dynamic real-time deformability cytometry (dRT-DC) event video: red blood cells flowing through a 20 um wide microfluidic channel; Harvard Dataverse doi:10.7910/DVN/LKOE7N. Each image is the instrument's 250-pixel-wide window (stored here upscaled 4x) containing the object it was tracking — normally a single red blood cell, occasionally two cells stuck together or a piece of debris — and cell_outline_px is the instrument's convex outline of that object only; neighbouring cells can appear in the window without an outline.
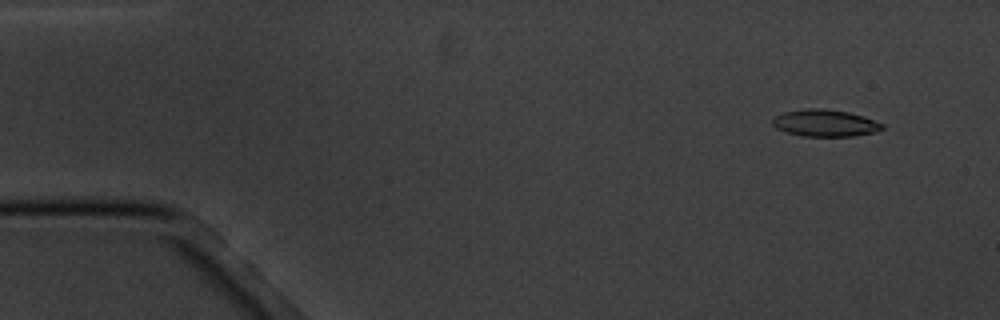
{"species": "common noctule bat (a hibernating species)", "species_latin": "Nyctalus noctula", "temperature_condition": "cold", "stored_images_in_passage": 17, "camera_frame_rate_fps": 3000, "um_per_image_px": 0.085, "animal": {"sex": "male", "body_mass_g": 20.1, "forearm_length_mm": 53.5}, "frame": {"image": 1, "passage_image": 2, "time_ms": 1.333, "image_size_px": [1000, 320], "cell_outline_px": [[884, 128], [876, 132], [852, 136], [804, 136], [788, 132], [776, 128], [772, 124], [772, 120], [776, 116], [784, 112], [808, 108], [820, 108], [848, 112], [864, 116], [884, 124]], "centroid_in_image_um": [70.16, 10.46], "position_along_channel_um": 14.8, "area_um2": 17.11}}
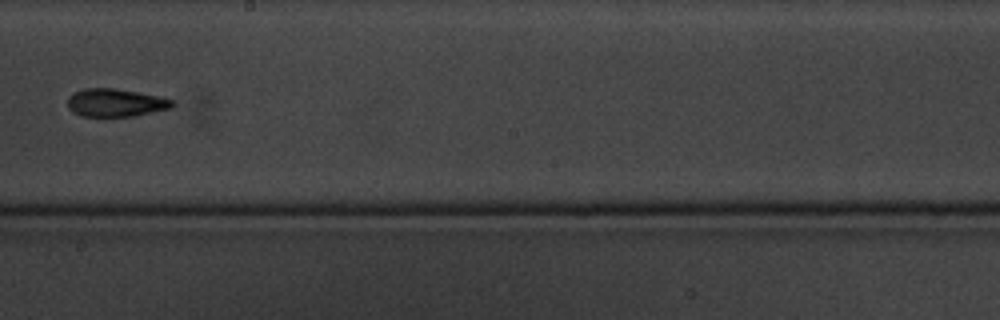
{"frame": {"image": 2, "passage_image": 10, "time_ms": 10.667, "image_size_px": [1000, 320], "cell_outline_px": [[176, 104], [172, 108], [132, 116], [104, 120], [80, 116], [72, 112], [68, 108], [68, 96], [72, 92], [84, 88], [116, 88], [156, 96], [172, 100]], "centroid_in_image_um": [9.74, 8.78], "position_along_channel_um": 238.5, "area_um2": 17.8}}
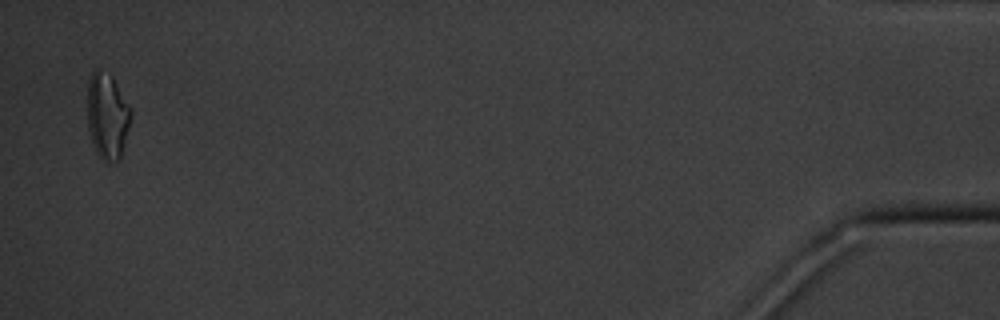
{"frame": {"image": 3, "passage_image": 17, "time_ms": 18.667, "image_size_px": [1000, 320], "cell_outline_px": [[132, 112], [120, 160], [108, 164], [96, 152], [92, 144], [88, 128], [88, 80], [92, 72], [96, 68], [112, 76], [132, 108]], "centroid_in_image_um": [9.13, 9.87], "position_along_channel_um": 426.1, "area_um2": 21.91}, "authors_computed_cell_mechanics": {"area_um2": 17.34, "velocity_mm_per_s": 3.452, "shape_relaxation_time_tau1_ms": 6.0193, "shape_relaxation_time_tau2_ms": 3.341, "deformation_change_tau1": 0.1602, "deformation_change_tau2": 0.1091}}